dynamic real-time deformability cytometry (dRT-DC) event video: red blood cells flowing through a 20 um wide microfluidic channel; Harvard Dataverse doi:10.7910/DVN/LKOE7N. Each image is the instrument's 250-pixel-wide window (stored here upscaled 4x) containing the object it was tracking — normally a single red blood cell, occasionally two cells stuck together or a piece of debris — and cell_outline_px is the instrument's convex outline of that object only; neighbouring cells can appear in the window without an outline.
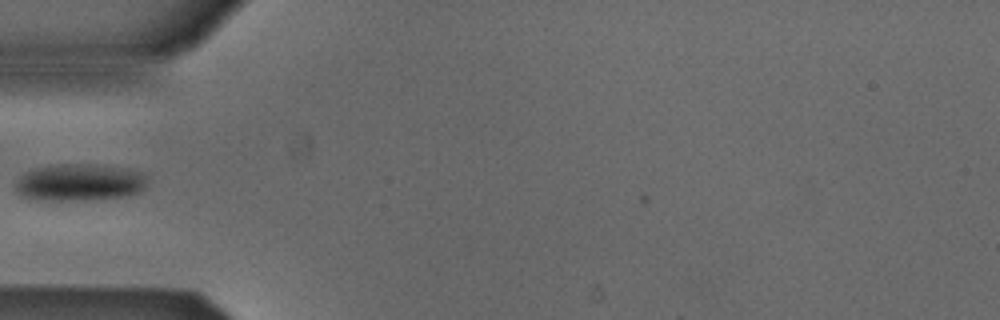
{"species": "Egyptian fruit bat (a non-hibernating species)", "species_latin": "Rousettus aegyptiacus", "temperature_condition": "cold", "stored_images_in_passage": 36, "camera_frame_rate_fps": 3000, "um_per_image_px": 0.085, "animal": {"sex": "male"}, "frame": {"image": 1, "passage_image": 1, "time_ms": 0.0, "image_size_px": [1000, 320], "cell_outline_px": [[148, 184], [140, 192], [128, 196], [96, 200], [32, 200], [20, 196], [16, 192], [16, 184], [20, 176], [36, 168], [56, 164], [92, 164], [128, 168], [144, 172], [148, 176]], "centroid_in_image_um": [6.83, 15.52], "position_along_channel_um": 78.2, "area_um2": 29.13}}
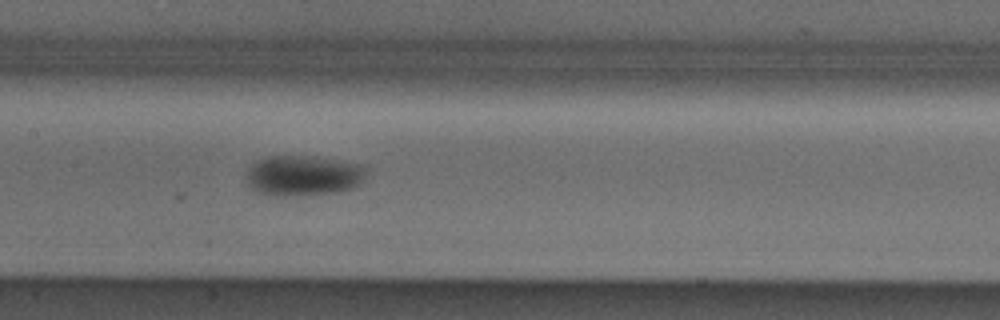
{"frame": {"image": 2, "passage_image": 9, "time_ms": 2.667, "image_size_px": [1000, 320], "cell_outline_px": [[368, 168], [364, 180], [360, 184], [352, 188], [340, 192], [296, 196], [276, 196], [260, 192], [252, 188], [248, 184], [248, 168], [256, 160], [268, 156], [316, 156], [364, 164]], "centroid_in_image_um": [25.85, 14.91], "position_along_channel_um": 181.5, "area_um2": 28.73}}
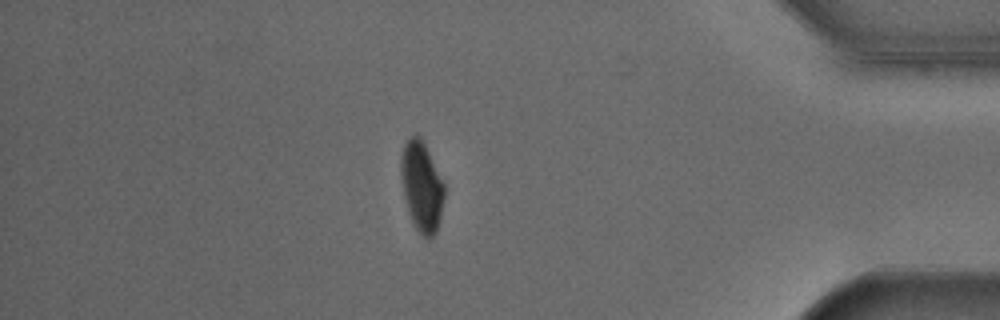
{"frame": {"image": 3, "passage_image": 29, "time_ms": 9.333, "image_size_px": [1000, 320], "cell_outline_px": [[444, 196], [440, 220], [436, 232], [428, 240], [416, 228], [408, 212], [404, 196], [400, 172], [400, 156], [404, 144], [412, 136], [420, 136], [444, 184]], "centroid_in_image_um": [35.83, 15.87], "position_along_channel_um": 399.4, "area_um2": 22.37}}